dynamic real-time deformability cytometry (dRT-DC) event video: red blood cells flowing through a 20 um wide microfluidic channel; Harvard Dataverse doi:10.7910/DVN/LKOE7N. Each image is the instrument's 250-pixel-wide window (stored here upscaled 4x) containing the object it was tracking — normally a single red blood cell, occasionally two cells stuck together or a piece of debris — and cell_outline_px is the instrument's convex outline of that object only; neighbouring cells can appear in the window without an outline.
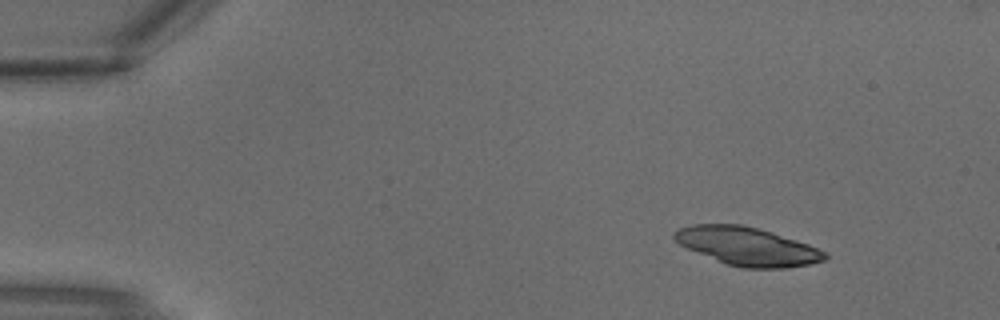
{"species": "common noctule bat (a hibernating species)", "species_latin": "Nyctalus noctula", "temperature_condition": "warm", "stored_images_in_passage": 2, "camera_frame_rate_fps": 3000, "um_per_image_px": 0.085, "animal": {"sex": "male", "body_mass_g": 18.8}, "frame": {"image": 1, "passage_image": 1, "time_ms": 0.0, "image_size_px": [1000, 320], "cell_outline_px": [[828, 256], [824, 260], [812, 264], [788, 268], [744, 268], [728, 264], [688, 248], [680, 244], [672, 236], [672, 232], [680, 228], [692, 224], [740, 224], [772, 232], [808, 244], [828, 252]], "centroid_in_image_um": [63.56, 20.93], "position_along_channel_um": 21.4, "area_um2": 33.29}}